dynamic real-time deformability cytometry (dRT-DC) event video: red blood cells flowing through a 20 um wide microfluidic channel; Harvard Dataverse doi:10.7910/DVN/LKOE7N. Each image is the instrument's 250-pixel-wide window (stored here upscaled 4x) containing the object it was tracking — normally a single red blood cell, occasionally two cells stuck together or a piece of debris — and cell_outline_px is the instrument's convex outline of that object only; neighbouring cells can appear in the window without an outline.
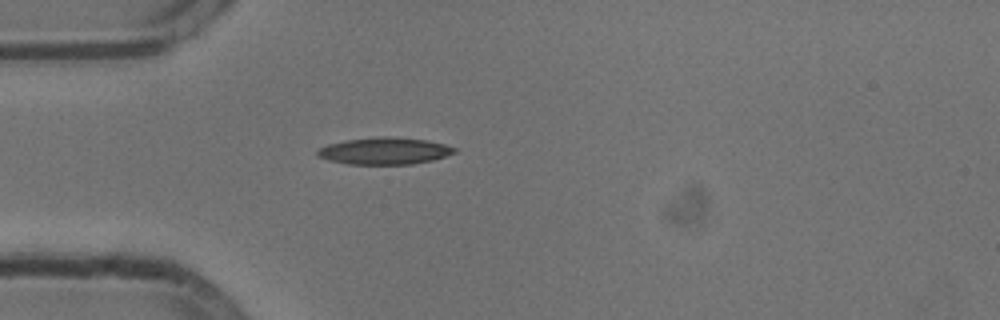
{"species": "common noctule bat (a hibernating species)", "species_latin": "Nyctalus noctula", "temperature_condition": "cold", "stored_images_in_passage": 40, "camera_frame_rate_fps": 3000, "um_per_image_px": 0.085, "animal": {"sex": "male", "body_mass_g": 13.3}, "frame": {"image": 1, "passage_image": 1, "time_ms": 0.0, "image_size_px": [1000, 320], "cell_outline_px": [[456, 152], [432, 160], [412, 164], [348, 164], [328, 160], [316, 156], [316, 152], [320, 148], [328, 144], [344, 140], [376, 136], [388, 136], [428, 140], [444, 144], [456, 148]], "centroid_in_image_um": [32.65, 12.82], "position_along_channel_um": 52.3, "area_um2": 21.56}}
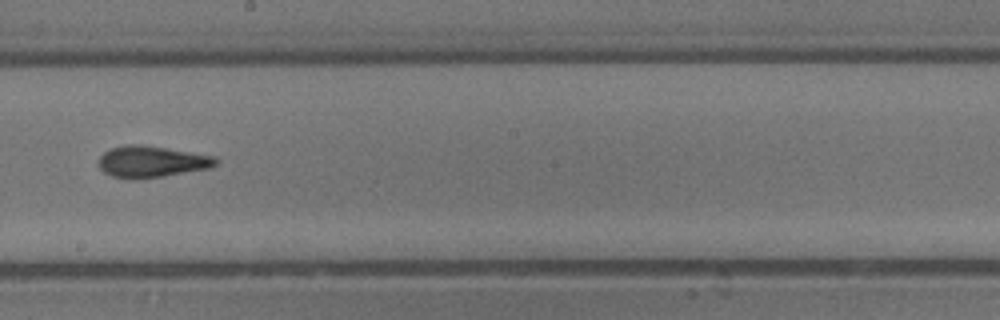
{"frame": {"image": 2, "passage_image": 16, "time_ms": 5.0, "image_size_px": [1000, 320], "cell_outline_px": [[220, 160], [216, 164], [208, 168], [164, 176], [112, 176], [104, 172], [96, 164], [100, 156], [104, 152], [112, 148], [128, 144], [140, 144], [216, 156]], "centroid_in_image_um": [12.9, 13.7], "position_along_channel_um": 235.3, "area_um2": 20.81}}
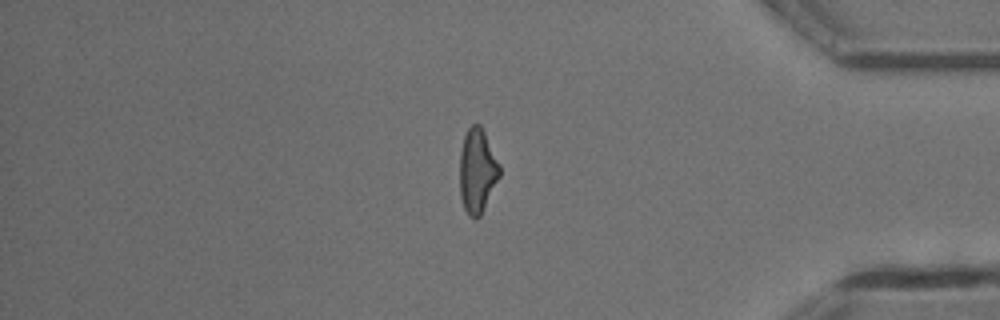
{"frame": {"image": 3, "passage_image": 31, "time_ms": 10.0, "image_size_px": [1000, 320], "cell_outline_px": [[500, 176], [480, 216], [476, 220], [472, 220], [468, 216], [464, 208], [460, 196], [460, 152], [464, 136], [468, 128], [472, 124], [480, 124], [500, 164]], "centroid_in_image_um": [40.56, 14.55], "position_along_channel_um": 394.6, "area_um2": 19.65}, "authors_computed_cell_mechanics": {"area_um2": 20.5768, "velocity_mm_per_s": 3.8077, "shape_relaxation_time_tau1_ms": 5.478, "shape_relaxation_time_tau2_ms": 2.1664, "deformation_change_tau1": 0.1879, "deformation_change_tau2": 0.1134}}